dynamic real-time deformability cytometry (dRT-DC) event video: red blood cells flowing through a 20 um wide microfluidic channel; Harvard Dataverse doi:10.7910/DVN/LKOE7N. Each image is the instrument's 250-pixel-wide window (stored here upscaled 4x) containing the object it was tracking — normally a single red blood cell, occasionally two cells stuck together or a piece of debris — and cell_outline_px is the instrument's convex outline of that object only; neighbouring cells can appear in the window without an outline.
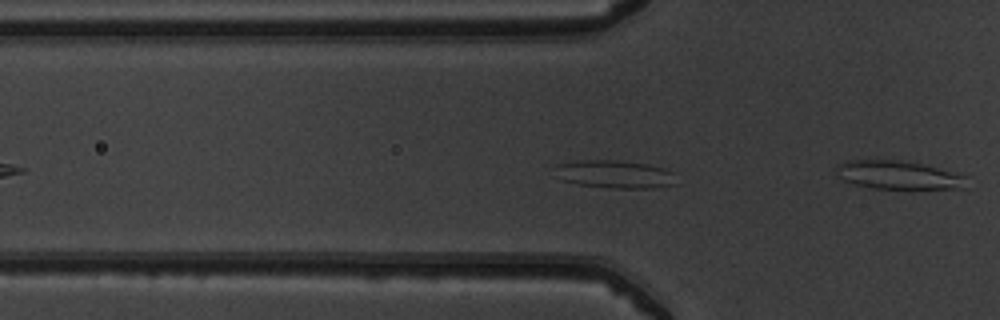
{"species": "common noctule bat (a hibernating species)", "species_latin": "Nyctalus noctula", "temperature_condition": "warm", "stored_images_in_passage": 10, "segment_of_instrument_passage": [2, 2], "camera_frame_rate_fps": 3000, "um_per_image_px": 0.085, "animal": {"sex": "male", "body_mass_g": 19.5, "forearm_length_mm": 54.6}, "frame": {"image": 1, "passage_image": 10, "time_ms": 3.0, "image_size_px": [1000, 320], "cell_outline_px": [[968, 176], [964, 188], [876, 188], [856, 184], [844, 180], [840, 176], [836, 168], [836, 164], [848, 160], [900, 160], [920, 164]], "centroid_in_image_um": [76.35, 14.87], "position_along_channel_um": 49.5, "area_um2": 21.04}}